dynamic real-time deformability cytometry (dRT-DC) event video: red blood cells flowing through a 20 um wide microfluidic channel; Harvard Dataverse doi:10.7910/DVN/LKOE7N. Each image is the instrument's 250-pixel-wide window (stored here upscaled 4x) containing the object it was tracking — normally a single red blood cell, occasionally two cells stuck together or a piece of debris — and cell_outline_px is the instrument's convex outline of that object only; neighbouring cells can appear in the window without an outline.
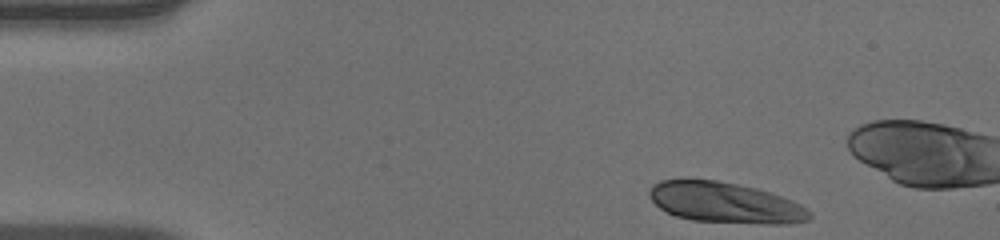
{"species": "human", "species_latin": "Homo sapiens", "temperature_condition": "warm", "stored_images_in_passage": 46, "camera_frame_rate_fps": 3000, "um_per_image_px": 0.085, "donor": {"sex": "male"}, "frame": {"image": 1, "passage_image": 1, "time_ms": 0.0, "image_size_px": [1000, 240], "cell_outline_px": [[812, 216], [808, 220], [788, 224], [764, 224], [692, 220], [676, 216], [660, 208], [648, 196], [648, 192], [652, 184], [660, 180], [684, 176], [716, 180], [756, 188], [792, 200], [808, 208], [812, 212]], "centroid_in_image_um": [61.59, 17.19], "position_along_channel_um": 23.4, "area_um2": 38.67}}
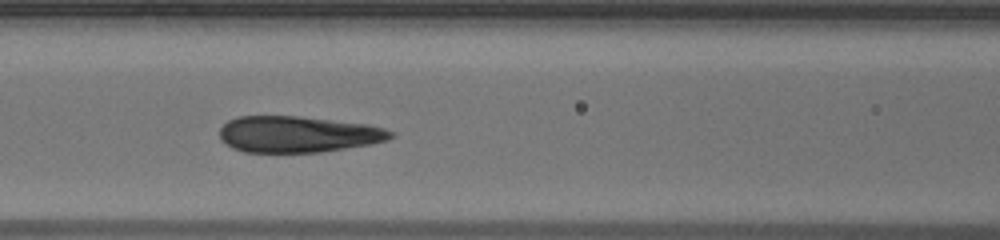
{"frame": {"image": 2, "passage_image": 16, "time_ms": 5.0, "image_size_px": [1000, 240], "cell_outline_px": [[396, 136], [388, 140], [372, 144], [320, 152], [244, 152], [232, 148], [220, 140], [220, 128], [228, 120], [236, 116], [300, 116], [368, 124], [384, 128], [396, 132]], "centroid_in_image_um": [25.35, 11.41], "position_along_channel_um": 141.2, "area_um2": 36.53}}
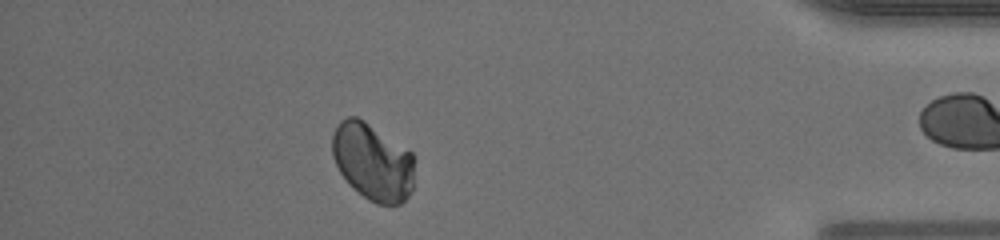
{"frame": {"image": 3, "passage_image": 39, "time_ms": 12.667, "image_size_px": [1000, 240], "cell_outline_px": [[412, 192], [400, 204], [376, 204], [368, 200], [352, 188], [348, 184], [340, 172], [332, 156], [332, 136], [340, 120], [348, 116], [356, 116], [364, 120], [412, 152]], "centroid_in_image_um": [31.64, 13.75], "position_along_channel_um": 403.6, "area_um2": 36.88}, "authors_computed_cell_mechanics": {"area_um2": 37.1076, "velocity_mm_per_s": 3.9877, "shape_relaxation_time_tau1_ms": 7.3979, "shape_relaxation_time_tau2_ms": null, "deformation_change_tau1": 0.1458, "deformation_change_tau2": null}}